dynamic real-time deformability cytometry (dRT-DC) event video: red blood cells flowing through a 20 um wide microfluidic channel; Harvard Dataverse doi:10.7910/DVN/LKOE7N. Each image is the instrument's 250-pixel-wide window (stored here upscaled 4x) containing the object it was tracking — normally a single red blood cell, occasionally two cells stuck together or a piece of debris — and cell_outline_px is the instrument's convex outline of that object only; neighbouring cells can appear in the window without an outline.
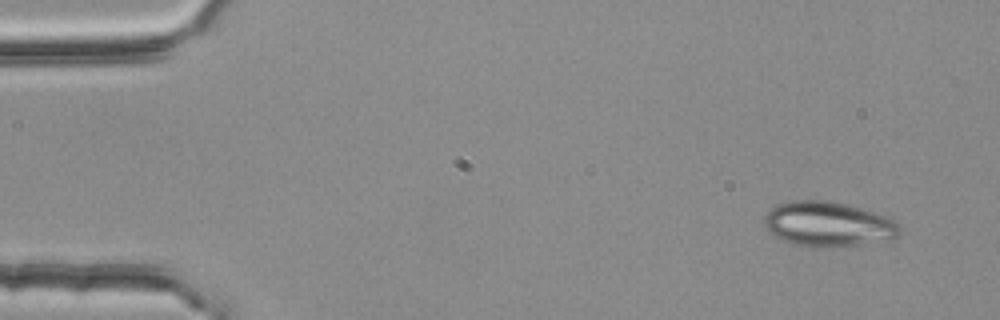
{"species": "common noctule bat (a hibernating species)", "species_latin": "Nyctalus noctula", "temperature_condition": "room temperature", "stored_images_in_passage": 4, "camera_frame_rate_fps": 3000, "um_per_image_px": 0.085, "animal": {"sex": "female", "body_mass_g": 25.1}, "frame": {"image": 1, "passage_image": 1, "time_ms": 0.0, "image_size_px": [1000, 320], "cell_outline_px": [[900, 232], [892, 240], [828, 248], [824, 248], [796, 244], [776, 236], [764, 228], [764, 216], [776, 204], [792, 200], [828, 200], [892, 216], [900, 228]], "centroid_in_image_um": [70.43, 19.04], "position_along_channel_um": 14.6, "area_um2": 35.6}}